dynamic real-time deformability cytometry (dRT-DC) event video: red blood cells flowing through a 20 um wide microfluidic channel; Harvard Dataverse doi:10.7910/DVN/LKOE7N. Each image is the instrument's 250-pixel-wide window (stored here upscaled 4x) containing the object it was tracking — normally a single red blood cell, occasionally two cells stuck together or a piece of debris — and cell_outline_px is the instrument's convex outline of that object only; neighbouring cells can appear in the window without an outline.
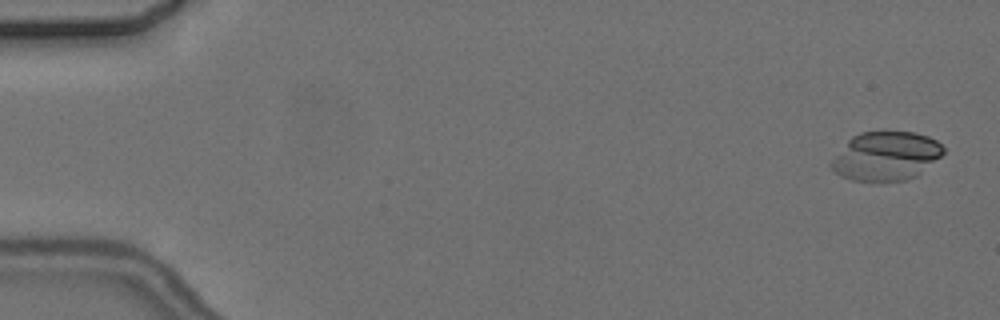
{"species": "common noctule bat (a hibernating species)", "species_latin": "Nyctalus noctula", "temperature_condition": "cold", "stored_images_in_passage": 6, "camera_frame_rate_fps": 3000, "um_per_image_px": 0.085, "animal": {"sex": "female", "body_mass_g": 24.6, "forearm_length_mm": 56.2}, "frame": {"image": 1, "passage_image": 1, "time_ms": 0.0, "image_size_px": [1000, 320], "cell_outline_px": [[944, 152], [940, 156], [916, 176], [904, 180], [852, 180], [840, 176], [828, 164], [848, 140], [852, 136], [860, 132], [916, 132], [928, 136], [936, 140], [944, 148]], "centroid_in_image_um": [75.29, 13.25], "position_along_channel_um": 9.7, "area_um2": 31.44}}
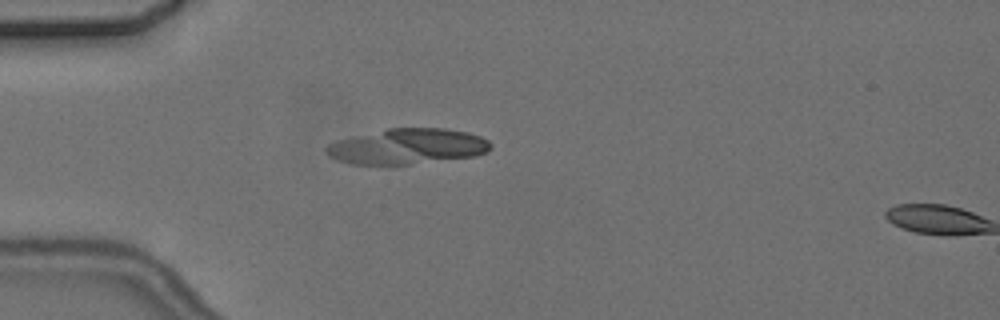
{"frame": {"image": 2, "passage_image": 5, "time_ms": 4.667, "image_size_px": [1000, 320], "cell_outline_px": [[492, 148], [488, 152], [476, 156], [408, 164], [352, 164], [336, 160], [328, 156], [324, 152], [324, 148], [328, 144], [336, 140], [388, 128], [444, 128], [468, 132], [480, 136], [488, 140], [492, 144]], "centroid_in_image_um": [34.62, 12.44], "position_along_channel_um": 50.4, "area_um2": 34.16}}